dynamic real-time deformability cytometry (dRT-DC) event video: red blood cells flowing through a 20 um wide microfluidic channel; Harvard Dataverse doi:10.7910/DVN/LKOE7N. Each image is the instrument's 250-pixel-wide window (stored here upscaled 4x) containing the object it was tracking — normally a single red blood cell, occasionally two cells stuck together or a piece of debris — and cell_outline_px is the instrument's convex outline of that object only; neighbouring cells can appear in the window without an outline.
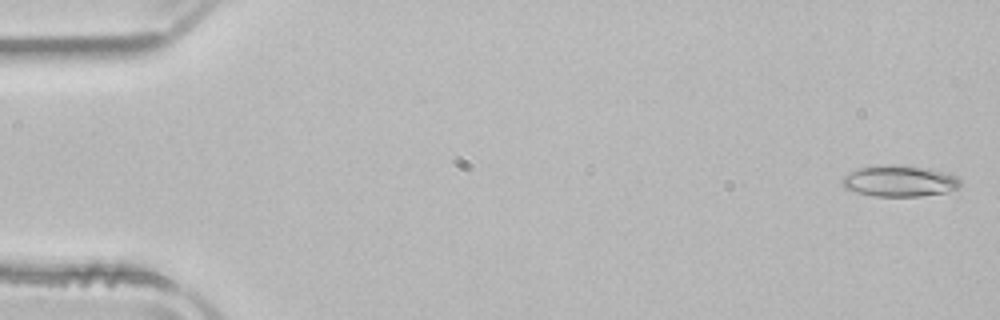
{"species": "common noctule bat (a hibernating species)", "species_latin": "Nyctalus noctula", "temperature_condition": "room temperature", "stored_images_in_passage": 52, "camera_frame_rate_fps": 3000, "um_per_image_px": 0.085, "animal": {"sex": "male", "body_mass_g": 21.5, "forearm_length_mm": 52.0}, "frame": {"image": 1, "passage_image": 2, "time_ms": 0.333, "image_size_px": [1000, 320], "cell_outline_px": [[960, 188], [944, 192], [920, 196], [876, 196], [856, 192], [844, 188], [840, 184], [840, 180], [844, 176], [860, 168], [876, 164], [896, 164], [924, 168], [948, 172], [956, 176], [960, 180]], "centroid_in_image_um": [76.43, 15.37], "position_along_channel_um": 8.6, "area_um2": 21.62}}
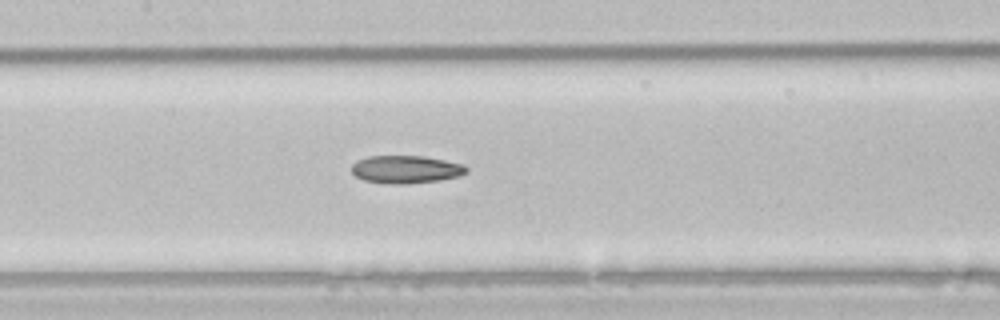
{"frame": {"image": 2, "passage_image": 25, "time_ms": 8.0, "image_size_px": [1000, 320], "cell_outline_px": [[468, 172], [460, 176], [440, 180], [408, 184], [392, 184], [364, 180], [356, 176], [352, 172], [352, 164], [356, 160], [368, 156], [424, 156], [464, 164], [468, 168]], "centroid_in_image_um": [34.52, 14.39], "position_along_channel_um": 172.9, "area_um2": 18.73}}
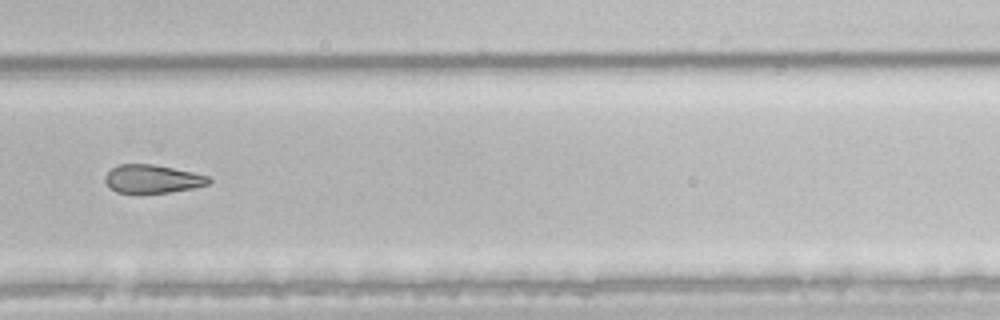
{"frame": {"image": 3, "passage_image": 36, "time_ms": 11.667, "image_size_px": [1000, 320], "cell_outline_px": [[212, 180], [208, 184], [192, 188], [168, 192], [140, 196], [116, 192], [108, 188], [104, 180], [104, 176], [112, 168], [120, 164], [152, 164], [192, 172], [208, 176]], "centroid_in_image_um": [12.88, 15.25], "position_along_channel_um": 316.9, "area_um2": 17.63}}